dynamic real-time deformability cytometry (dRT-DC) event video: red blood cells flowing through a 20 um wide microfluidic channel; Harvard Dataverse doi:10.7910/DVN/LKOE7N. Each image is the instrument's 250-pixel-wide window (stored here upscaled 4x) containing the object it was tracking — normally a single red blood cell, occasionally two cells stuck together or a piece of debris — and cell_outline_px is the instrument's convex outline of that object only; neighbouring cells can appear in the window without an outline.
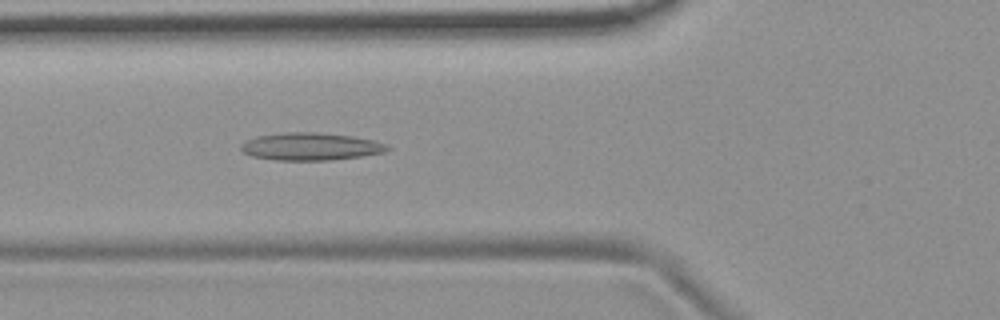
{"species": "common noctule bat (a hibernating species)", "species_latin": "Nyctalus noctula", "temperature_condition": "room temperature", "stored_images_in_passage": 54, "camera_frame_rate_fps": 3000, "um_per_image_px": 0.085, "animal": {"sex": "female", "body_mass_g": 19.9}, "frame": {"image": 1, "passage_image": 20, "time_ms": 6.333, "image_size_px": [1000, 320], "cell_outline_px": [[392, 148], [384, 152], [360, 156], [332, 160], [276, 160], [252, 156], [244, 152], [240, 148], [240, 144], [244, 140], [256, 136], [284, 132], [316, 132], [352, 136], [372, 140], [388, 144]], "centroid_in_image_um": [26.38, 12.45], "position_along_channel_um": 99.4, "area_um2": 23.58}}
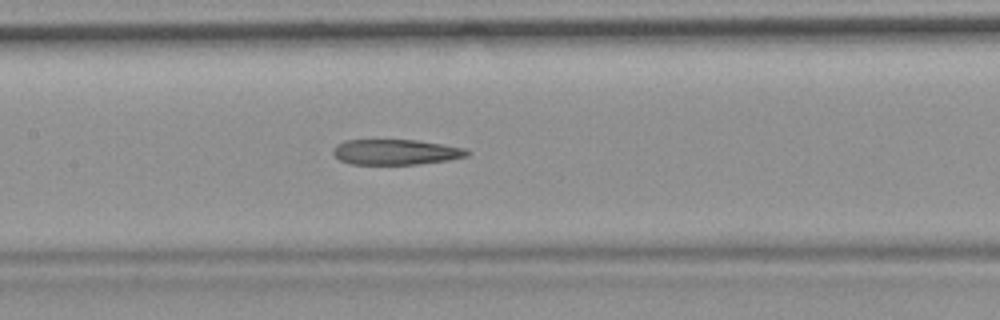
{"frame": {"image": 2, "passage_image": 26, "time_ms": 8.333, "image_size_px": [1000, 320], "cell_outline_px": [[472, 152], [468, 156], [448, 160], [416, 164], [352, 164], [340, 160], [332, 152], [332, 148], [336, 144], [348, 140], [416, 140], [464, 148]], "centroid_in_image_um": [33.63, 12.92], "position_along_channel_um": 173.8, "area_um2": 19.71}}
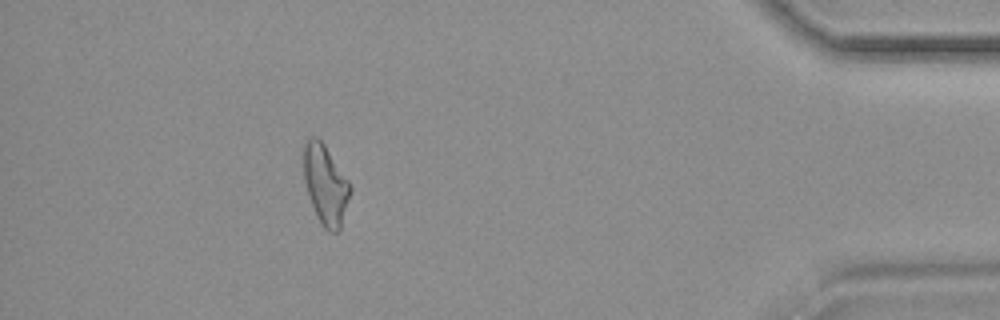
{"frame": {"image": 3, "passage_image": 49, "time_ms": 16.0, "image_size_px": [1000, 320], "cell_outline_px": [[352, 192], [340, 228], [336, 232], [328, 232], [320, 224], [316, 216], [308, 196], [304, 180], [304, 140], [312, 136], [316, 136], [324, 144], [348, 180], [352, 188]], "centroid_in_image_um": [27.66, 15.72], "position_along_channel_um": 407.5, "area_um2": 21.73}, "authors_computed_cell_mechanics": {"area_um2": 21.9929, "velocity_mm_per_s": 3.7062, "shape_relaxation_time_tau1_ms": null, "shape_relaxation_time_tau2_ms": 8.1525, "deformation_change_tau1": null, "deformation_change_tau2": 0.2331}}